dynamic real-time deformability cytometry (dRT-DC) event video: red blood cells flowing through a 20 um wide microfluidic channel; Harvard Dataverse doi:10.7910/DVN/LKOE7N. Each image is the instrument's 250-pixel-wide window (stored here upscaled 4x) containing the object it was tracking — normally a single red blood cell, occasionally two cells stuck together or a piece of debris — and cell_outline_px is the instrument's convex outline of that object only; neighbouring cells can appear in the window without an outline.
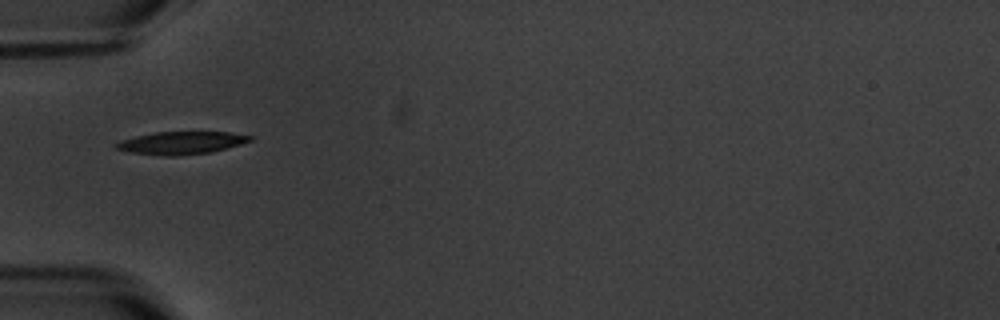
{"species": "common noctule bat (a hibernating species)", "species_latin": "Nyctalus noctula", "temperature_condition": "warm", "stored_images_in_passage": 13, "camera_frame_rate_fps": 3000, "um_per_image_px": 0.085, "animal": {"sex": "male", "body_mass_g": 20.1, "forearm_length_mm": 53.5}, "frame": {"image": 1, "passage_image": 4, "time_ms": 4.333, "image_size_px": [1000, 320], "cell_outline_px": [[256, 136], [252, 140], [240, 144], [212, 152], [176, 156], [164, 156], [132, 152], [116, 148], [112, 144], [120, 140], [136, 136], [156, 132], [228, 132]], "centroid_in_image_um": [15.42, 12.14], "position_along_channel_um": 69.6, "area_um2": 17.69}}
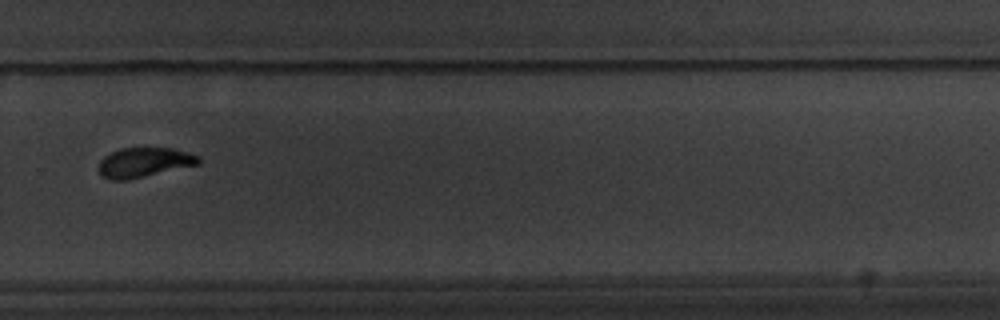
{"frame": {"image": 2, "passage_image": 10, "time_ms": 11.333, "image_size_px": [1000, 320], "cell_outline_px": [[200, 164], [128, 180], [108, 180], [96, 168], [100, 160], [104, 156], [120, 148], [172, 148], [188, 152], [200, 156]], "centroid_in_image_um": [12.24, 13.81], "position_along_channel_um": 317.6, "area_um2": 17.4}}
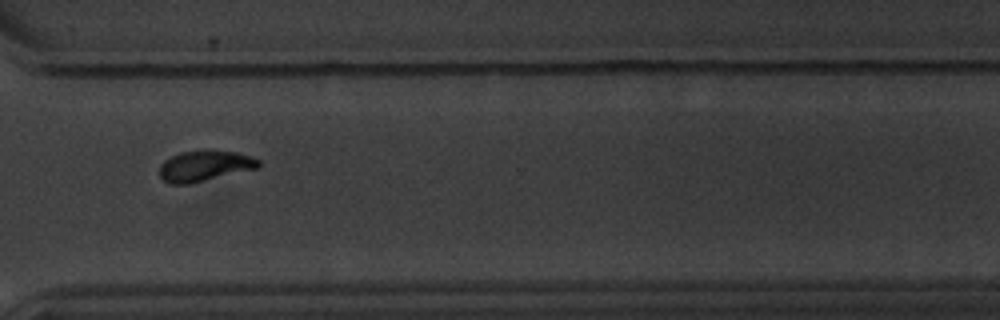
{"frame": {"image": 3, "passage_image": 11, "time_ms": 12.333, "image_size_px": [1000, 320], "cell_outline_px": [[260, 168], [188, 184], [172, 184], [164, 180], [160, 176], [160, 164], [164, 160], [180, 152], [204, 148], [212, 148], [236, 152], [252, 156], [260, 160]], "centroid_in_image_um": [17.44, 14.06], "position_along_channel_um": 353.2, "area_um2": 18.26}, "authors_computed_cell_mechanics": {"area_um2": 17.8602, "velocity_mm_per_s": 3.5468, "shape_relaxation_time_tau1_ms": 3.6234, "shape_relaxation_time_tau2_ms": 3.1196, "deformation_change_tau1": 0.137, "deformation_change_tau2": 0.0631}}